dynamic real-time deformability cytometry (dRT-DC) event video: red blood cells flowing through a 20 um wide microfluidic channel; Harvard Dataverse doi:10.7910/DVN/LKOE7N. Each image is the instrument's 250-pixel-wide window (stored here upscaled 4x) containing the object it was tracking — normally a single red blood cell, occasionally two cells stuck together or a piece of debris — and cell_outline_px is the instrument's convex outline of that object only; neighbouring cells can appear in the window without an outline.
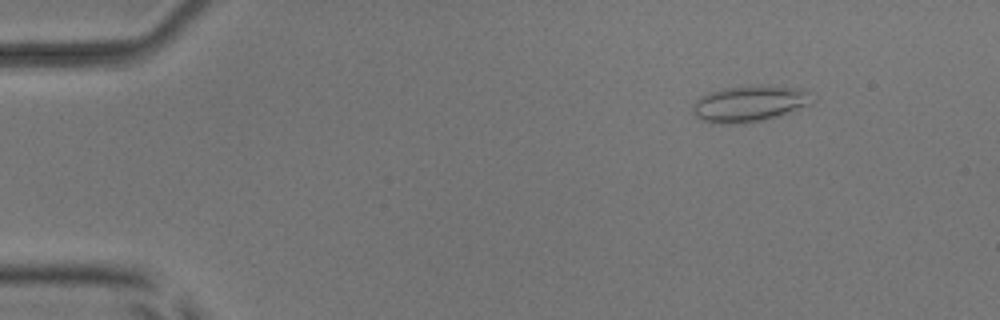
{"species": "common noctule bat (a hibernating species)", "species_latin": "Nyctalus noctula", "temperature_condition": "room temperature", "stored_images_in_passage": 54, "camera_frame_rate_fps": 3000, "um_per_image_px": 0.085, "animal": {"sex": "male", "body_mass_g": 17.9, "forearm_length_mm": 54.2}, "frame": {"image": 1, "passage_image": 7, "time_ms": 2.0, "image_size_px": [1000, 320], "cell_outline_px": [[816, 100], [812, 104], [764, 120], [744, 124], [712, 124], [700, 120], [692, 112], [692, 104], [700, 96], [708, 92], [720, 88], [764, 84], [804, 88]], "centroid_in_image_um": [63.69, 8.8], "position_along_channel_um": 21.3, "area_um2": 26.01}}
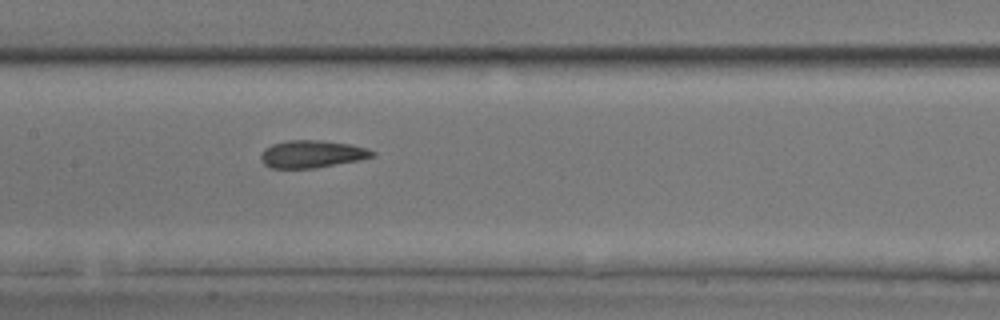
{"frame": {"image": 2, "passage_image": 27, "time_ms": 8.667, "image_size_px": [1000, 320], "cell_outline_px": [[376, 156], [360, 160], [312, 168], [268, 168], [260, 160], [260, 156], [264, 148], [272, 144], [288, 140], [320, 140], [352, 144], [368, 148], [376, 152]], "centroid_in_image_um": [26.52, 13.09], "position_along_channel_um": 180.9, "area_um2": 18.03}}
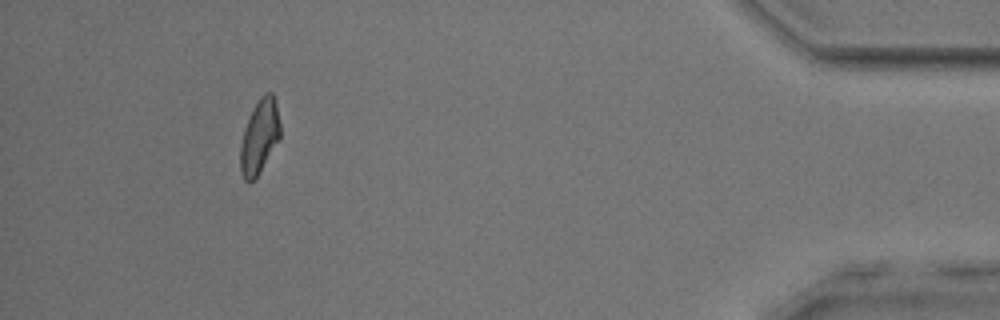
{"frame": {"image": 3, "passage_image": 50, "time_ms": 16.333, "image_size_px": [1000, 320], "cell_outline_px": [[280, 140], [256, 176], [252, 180], [244, 180], [240, 172], [240, 144], [244, 128], [252, 108], [260, 96], [264, 92], [272, 92], [276, 104], [280, 124]], "centroid_in_image_um": [22.05, 11.57], "position_along_channel_um": 413.2, "area_um2": 17.22}, "authors_computed_cell_mechanics": {"area_um2": 18.2648, "velocity_mm_per_s": 3.8119, "shape_relaxation_time_tau1_ms": null, "shape_relaxation_time_tau2_ms": 2.4672, "deformation_change_tau1": null, "deformation_change_tau2": 0.0936}}